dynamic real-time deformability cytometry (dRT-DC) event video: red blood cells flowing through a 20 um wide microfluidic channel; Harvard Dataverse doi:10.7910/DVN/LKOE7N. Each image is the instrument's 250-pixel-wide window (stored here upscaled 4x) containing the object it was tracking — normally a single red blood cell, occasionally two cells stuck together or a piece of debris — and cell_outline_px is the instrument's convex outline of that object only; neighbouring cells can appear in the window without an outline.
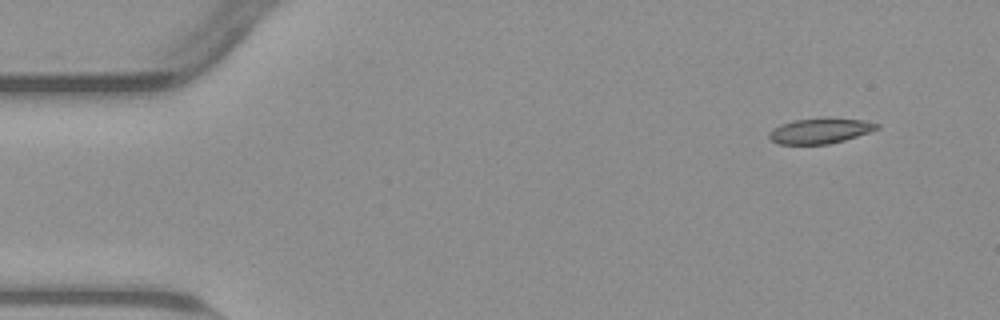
{"species": "common noctule bat (a hibernating species)", "species_latin": "Nyctalus noctula", "temperature_condition": "warm", "stored_images_in_passage": 51, "camera_frame_rate_fps": 3000, "um_per_image_px": 0.085, "animal": {"sex": "male", "body_mass_g": 23.1, "forearm_length_mm": 52.7}, "frame": {"image": 1, "passage_image": 1, "time_ms": 0.0, "image_size_px": [1000, 320], "cell_outline_px": [[880, 128], [844, 140], [828, 144], [776, 144], [768, 136], [768, 132], [780, 124], [792, 120], [824, 116], [832, 116], [864, 120], [880, 124]], "centroid_in_image_um": [69.71, 11.08], "position_along_channel_um": 15.3, "area_um2": 16.42}}
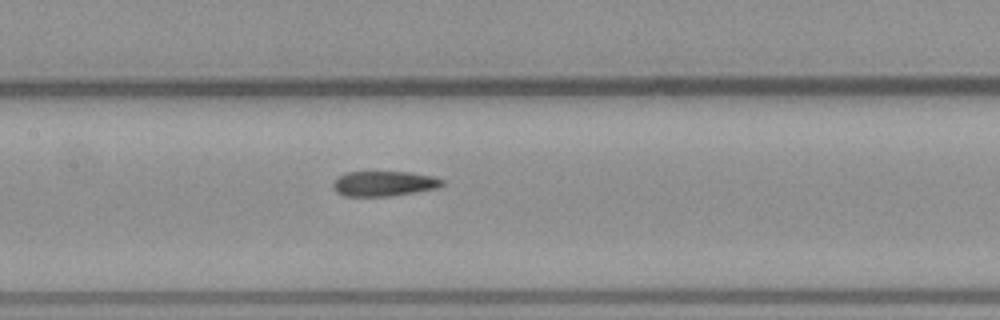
{"frame": {"image": 2, "passage_image": 22, "time_ms": 7.0, "image_size_px": [1000, 320], "cell_outline_px": [[444, 184], [436, 188], [392, 196], [344, 196], [336, 192], [332, 184], [344, 172], [412, 172], [432, 176], [444, 180]], "centroid_in_image_um": [32.64, 15.6], "position_along_channel_um": 174.8, "area_um2": 15.9}}
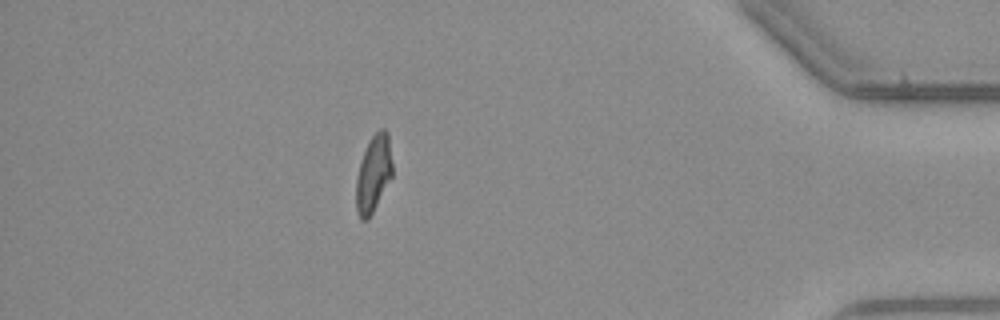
{"frame": {"image": 3, "passage_image": 44, "time_ms": 14.333, "image_size_px": [1000, 320], "cell_outline_px": [[392, 176], [368, 220], [360, 220], [356, 208], [356, 176], [364, 152], [372, 136], [380, 128], [384, 128], [388, 132], [392, 164]], "centroid_in_image_um": [31.74, 14.77], "position_along_channel_um": 403.5, "area_um2": 16.07}, "authors_computed_cell_mechanics": {"area_um2": 16.5886, "velocity_mm_per_s": 3.8019, "shape_relaxation_time_tau1_ms": null, "shape_relaxation_time_tau2_ms": 2.6331, "deformation_change_tau1": null, "deformation_change_tau2": 0.1121}}